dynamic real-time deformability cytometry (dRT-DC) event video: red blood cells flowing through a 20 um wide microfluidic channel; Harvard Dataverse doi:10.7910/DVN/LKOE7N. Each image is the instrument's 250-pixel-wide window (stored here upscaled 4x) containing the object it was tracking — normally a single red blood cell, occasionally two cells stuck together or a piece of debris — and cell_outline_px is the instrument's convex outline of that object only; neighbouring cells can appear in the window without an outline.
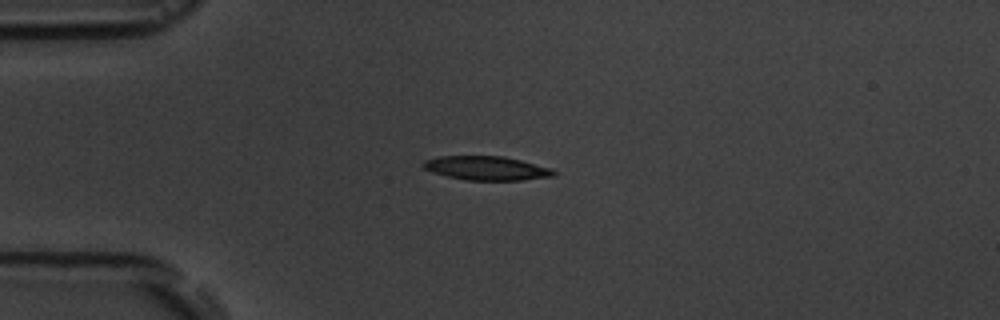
{"species": "common noctule bat (a hibernating species)", "species_latin": "Nyctalus noctula", "temperature_condition": "room temperature", "stored_images_in_passage": 8, "camera_frame_rate_fps": 3000, "um_per_image_px": 0.085, "animal": {"sex": "male", "body_mass_g": 19.5, "forearm_length_mm": 54.6}, "frame": {"image": 1, "passage_image": 4, "time_ms": 4.333, "image_size_px": [1000, 320], "cell_outline_px": [[556, 176], [524, 180], [468, 180], [448, 176], [432, 172], [424, 168], [420, 164], [424, 160], [440, 156], [504, 156], [552, 168], [556, 172]], "centroid_in_image_um": [41.37, 14.29], "position_along_channel_um": 43.6, "area_um2": 18.26}}
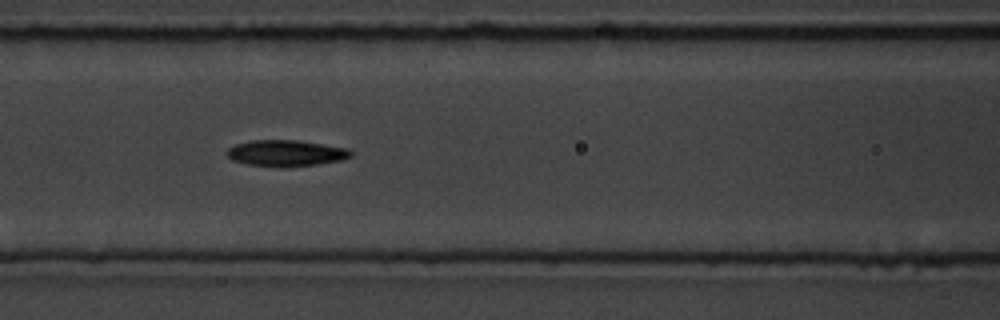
{"frame": {"image": 2, "passage_image": 7, "time_ms": 7.667, "image_size_px": [1000, 320], "cell_outline_px": [[352, 156], [344, 160], [316, 164], [284, 168], [276, 168], [248, 164], [232, 160], [228, 156], [228, 148], [236, 144], [248, 140], [300, 140], [348, 148], [352, 152]], "centroid_in_image_um": [24.33, 13.02], "position_along_channel_um": 142.3, "area_um2": 19.25}}
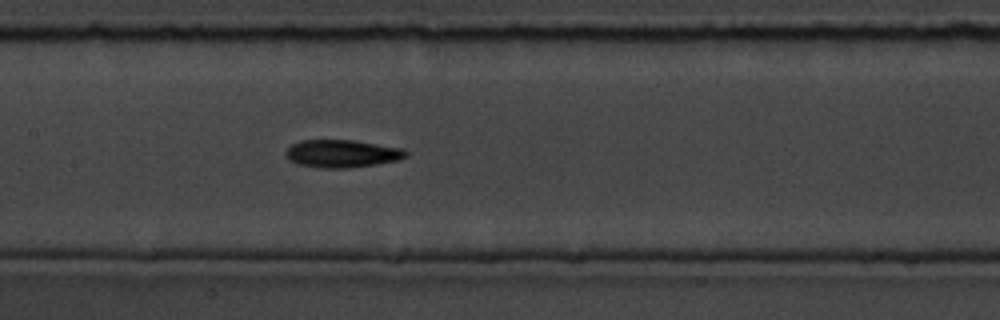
{"frame": {"image": 3, "passage_image": 8, "time_ms": 8.667, "image_size_px": [1000, 320], "cell_outline_px": [[408, 156], [400, 160], [376, 164], [348, 168], [324, 168], [296, 164], [288, 160], [284, 152], [292, 144], [300, 140], [352, 140], [404, 148], [408, 152]], "centroid_in_image_um": [29.08, 13.06], "position_along_channel_um": 178.3, "area_um2": 19.59}}